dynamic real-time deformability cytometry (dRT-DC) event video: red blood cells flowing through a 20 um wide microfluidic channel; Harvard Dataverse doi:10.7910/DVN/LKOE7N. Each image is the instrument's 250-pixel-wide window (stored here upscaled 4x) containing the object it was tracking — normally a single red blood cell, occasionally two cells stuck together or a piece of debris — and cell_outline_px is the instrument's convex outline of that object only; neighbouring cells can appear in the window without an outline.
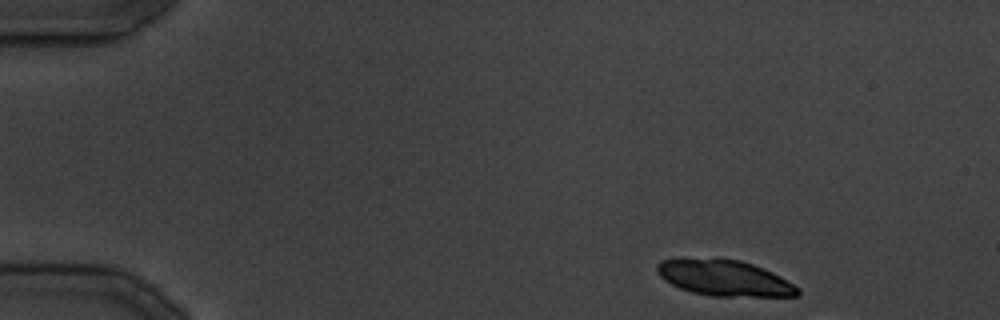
{"species": "common noctule bat (a hibernating species)", "species_latin": "Nyctalus noctula", "temperature_condition": "cold", "stored_images_in_passage": 6, "camera_frame_rate_fps": 3000, "um_per_image_px": 0.085, "animal": {"sex": "male", "body_mass_g": 19.5, "forearm_length_mm": 54.6}, "frame": {"image": 1, "passage_image": 1, "time_ms": 0.0, "image_size_px": [1000, 320], "cell_outline_px": [[800, 292], [796, 296], [712, 296], [692, 292], [680, 288], [664, 280], [660, 276], [656, 268], [656, 264], [660, 260], [676, 256], [716, 256], [740, 260], [764, 268], [780, 276], [800, 288]], "centroid_in_image_um": [61.49, 23.56], "position_along_channel_um": 23.5, "area_um2": 30.4}}